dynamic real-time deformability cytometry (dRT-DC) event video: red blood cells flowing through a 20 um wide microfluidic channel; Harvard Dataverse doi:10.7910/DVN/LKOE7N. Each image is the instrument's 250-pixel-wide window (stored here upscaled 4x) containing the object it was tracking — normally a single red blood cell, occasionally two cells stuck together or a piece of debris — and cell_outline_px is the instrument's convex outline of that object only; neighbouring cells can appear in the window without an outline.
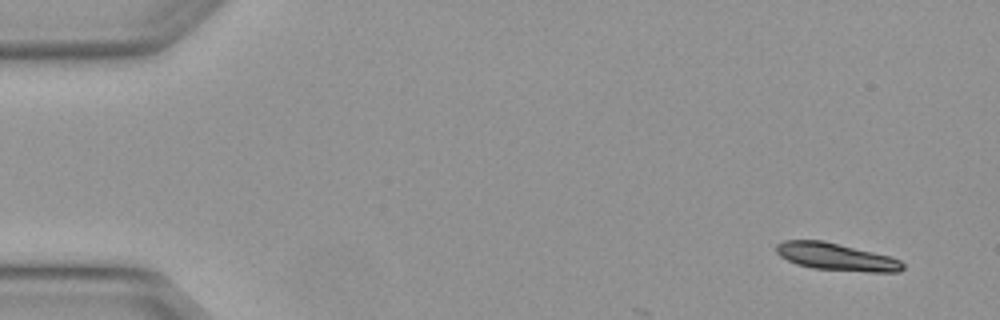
{"species": "Egyptian fruit bat (a non-hibernating species)", "species_latin": "Rousettus aegyptiacus", "temperature_condition": "warm", "stored_images_in_passage": 3, "camera_frame_rate_fps": 3000, "um_per_image_px": 0.085, "animal": {"sex": "female"}, "frame": {"image": 1, "passage_image": 1, "time_ms": 0.0, "image_size_px": [1000, 320], "cell_outline_px": [[904, 268], [900, 272], [868, 272], [812, 268], [796, 264], [780, 256], [776, 252], [776, 244], [784, 240], [824, 240], [888, 256], [900, 260], [904, 264]], "centroid_in_image_um": [71.06, 21.83], "position_along_channel_um": 13.9, "area_um2": 20.11}}
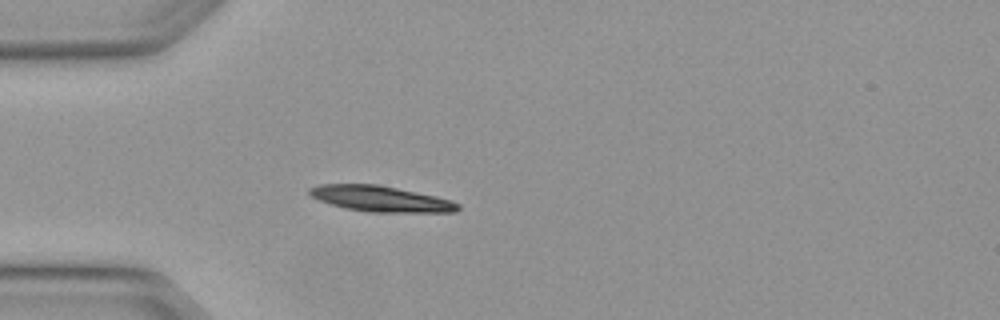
{"frame": {"image": 2, "passage_image": 3, "time_ms": 0.667, "image_size_px": [1000, 320], "cell_outline_px": [[460, 208], [456, 212], [368, 212], [344, 208], [320, 200], [312, 196], [308, 192], [308, 188], [320, 184], [380, 184], [436, 196], [452, 200], [460, 204]], "centroid_in_image_um": [32.39, 16.89], "position_along_channel_um": 52.6, "area_um2": 22.37}}